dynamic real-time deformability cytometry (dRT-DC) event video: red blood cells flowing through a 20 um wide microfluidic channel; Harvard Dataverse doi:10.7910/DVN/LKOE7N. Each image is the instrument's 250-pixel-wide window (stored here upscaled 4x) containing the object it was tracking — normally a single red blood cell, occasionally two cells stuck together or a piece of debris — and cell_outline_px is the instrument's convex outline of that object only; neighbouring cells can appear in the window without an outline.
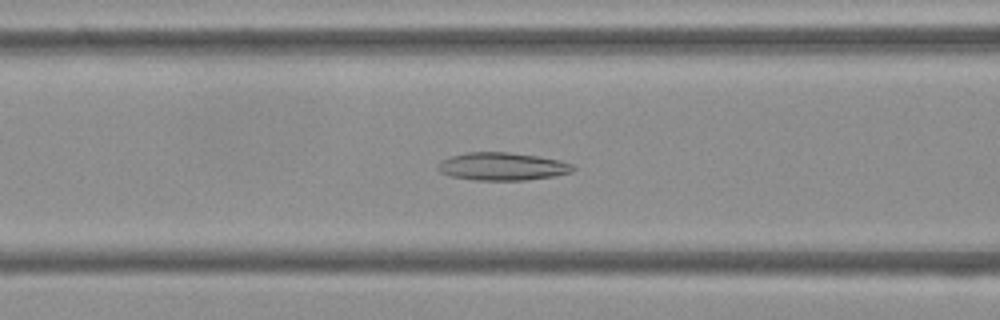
{"species": "Egyptian fruit bat (a non-hibernating species)", "species_latin": "Rousettus aegyptiacus", "temperature_condition": "cold", "stored_images_in_passage": 53, "camera_frame_rate_fps": 3000, "um_per_image_px": 0.085, "frame": {"image": 1, "passage_image": 21, "time_ms": 6.667, "image_size_px": [1000, 320], "cell_outline_px": [[576, 168], [572, 172], [556, 176], [524, 180], [476, 180], [452, 176], [440, 172], [436, 168], [436, 164], [440, 160], [464, 152], [508, 152], [536, 156], [560, 160], [572, 164]], "centroid_in_image_um": [42.68, 14.14], "position_along_channel_um": 123.9, "area_um2": 22.02}}
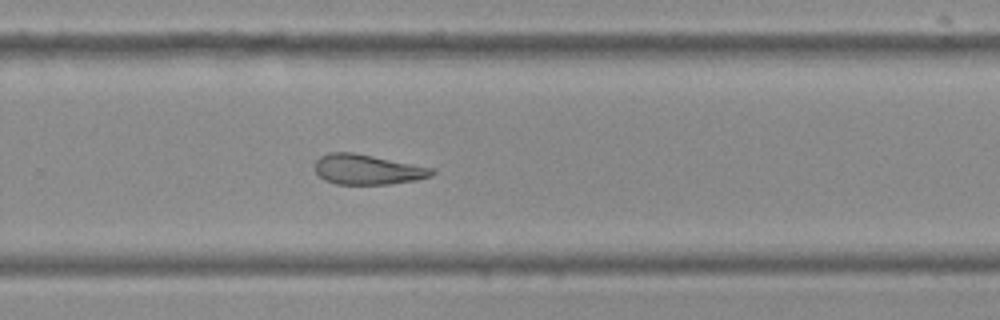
{"frame": {"image": 2, "passage_image": 35, "time_ms": 11.333, "image_size_px": [1000, 320], "cell_outline_px": [[436, 172], [432, 176], [416, 180], [388, 184], [336, 184], [324, 180], [316, 172], [316, 160], [320, 156], [328, 152], [352, 152], [436, 168]], "centroid_in_image_um": [31.27, 14.4], "position_along_channel_um": 298.5, "area_um2": 20.58}}
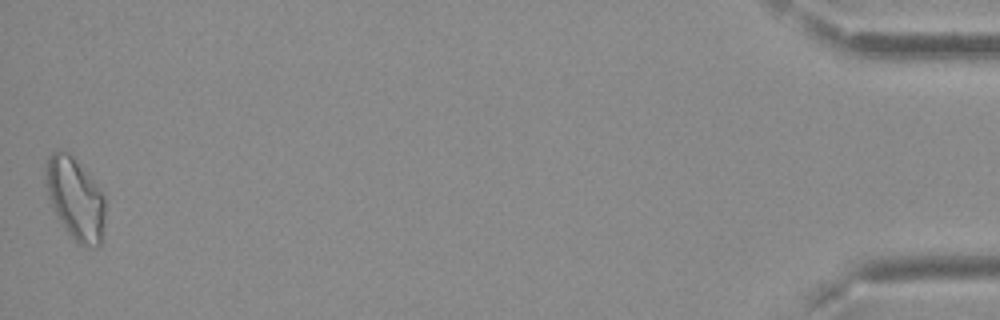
{"frame": {"image": 3, "passage_image": 53, "time_ms": 17.333, "image_size_px": [1000, 320], "cell_outline_px": [[104, 224], [100, 248], [84, 248], [76, 244], [56, 216], [48, 196], [44, 184], [44, 168], [48, 156], [56, 148], [68, 152], [72, 156], [92, 180], [104, 196]], "centroid_in_image_um": [6.36, 16.93], "position_along_channel_um": 428.8, "area_um2": 28.84}, "authors_computed_cell_mechanics": {"area_um2": 22.7732, "velocity_mm_per_s": 3.7485, "shape_relaxation_time_tau1_ms": null, "shape_relaxation_time_tau2_ms": 5.5701, "deformation_change_tau1": null, "deformation_change_tau2": 0.175}}